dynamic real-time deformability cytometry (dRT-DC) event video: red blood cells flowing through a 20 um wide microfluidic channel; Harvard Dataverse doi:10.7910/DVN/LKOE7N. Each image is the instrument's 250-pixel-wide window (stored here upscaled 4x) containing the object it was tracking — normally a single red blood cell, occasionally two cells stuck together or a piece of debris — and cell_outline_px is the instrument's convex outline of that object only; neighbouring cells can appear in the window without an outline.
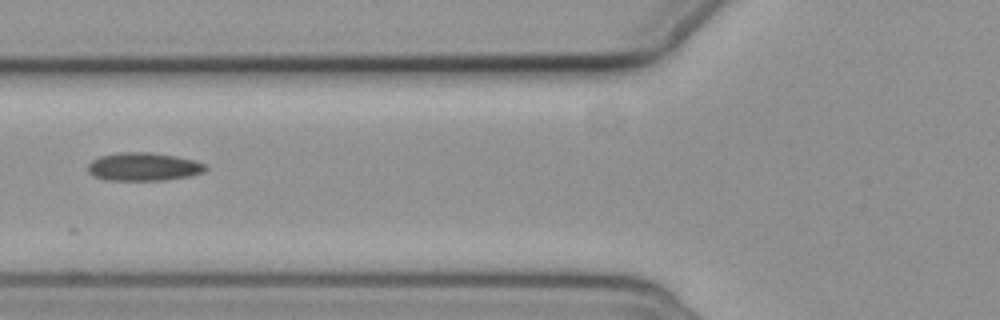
{"species": "common noctule bat (a hibernating species)", "species_latin": "Nyctalus noctula", "temperature_condition": "cold", "stored_images_in_passage": 13, "camera_frame_rate_fps": 3000, "um_per_image_px": 0.085, "animal": {"sex": "female", "body_mass_g": 19.3, "forearm_length_mm": 54.1}, "frame": {"image": 1, "passage_image": 4, "time_ms": 4.0, "image_size_px": [1000, 320], "cell_outline_px": [[208, 168], [204, 172], [192, 176], [164, 180], [104, 180], [92, 176], [88, 172], [88, 164], [92, 160], [100, 156], [120, 152], [148, 152], [176, 156], [208, 164]], "centroid_in_image_um": [12.21, 14.18], "position_along_channel_um": 113.6, "area_um2": 19.54}}
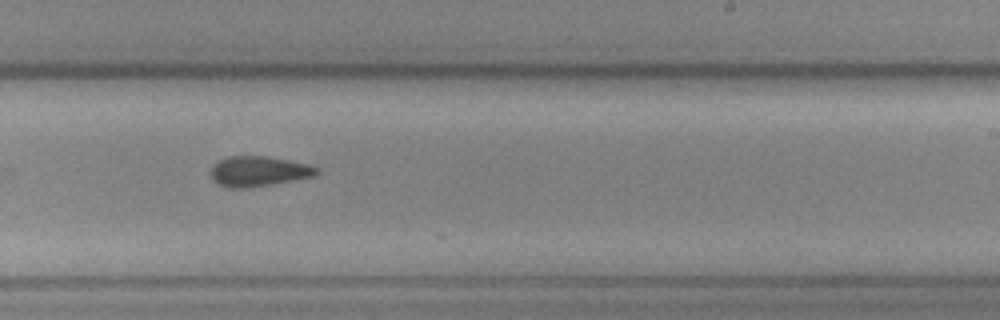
{"frame": {"image": 2, "passage_image": 8, "time_ms": 8.333, "image_size_px": [1000, 320], "cell_outline_px": [[320, 172], [316, 176], [272, 184], [244, 188], [228, 188], [212, 180], [212, 164], [228, 156], [264, 156], [288, 160], [308, 164], [320, 168]], "centroid_in_image_um": [22.01, 14.56], "position_along_channel_um": 267.0, "area_um2": 18.61}}
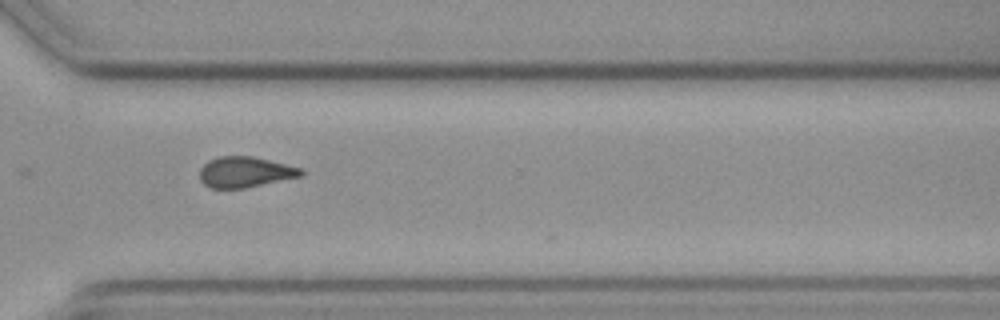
{"frame": {"image": 3, "passage_image": 10, "time_ms": 10.667, "image_size_px": [1000, 320], "cell_outline_px": [[304, 176], [244, 188], [208, 188], [200, 180], [200, 168], [208, 160], [220, 156], [252, 156], [304, 168]], "centroid_in_image_um": [20.86, 14.62], "position_along_channel_um": 349.7, "area_um2": 18.32}, "authors_computed_cell_mechanics": {"area_um2": 18.6116, "velocity_mm_per_s": 3.5465, "shape_relaxation_time_tau1_ms": null, "shape_relaxation_time_tau2_ms": 3.2894, "deformation_change_tau1": null, "deformation_change_tau2": 0.0805}}